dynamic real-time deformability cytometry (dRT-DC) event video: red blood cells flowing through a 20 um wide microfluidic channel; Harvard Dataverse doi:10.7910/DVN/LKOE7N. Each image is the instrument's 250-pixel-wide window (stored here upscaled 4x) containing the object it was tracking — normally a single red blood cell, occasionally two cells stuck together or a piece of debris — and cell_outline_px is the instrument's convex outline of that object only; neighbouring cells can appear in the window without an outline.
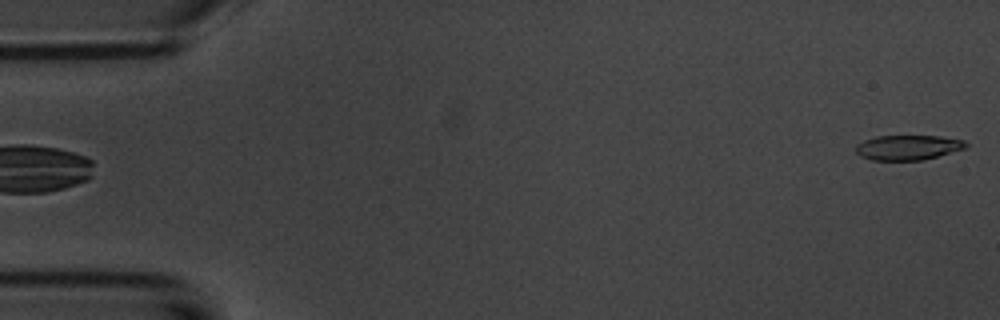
{"species": "common noctule bat (a hibernating species)", "species_latin": "Nyctalus noctula", "temperature_condition": "room temperature", "stored_images_in_passage": 6, "camera_frame_rate_fps": 3000, "um_per_image_px": 0.085, "animal": {"sex": "male", "body_mass_g": 20.1, "forearm_length_mm": 53.5}, "frame": {"image": 1, "passage_image": 6, "time_ms": 5.667, "image_size_px": [1000, 320], "cell_outline_px": [[968, 144], [964, 148], [924, 160], [872, 160], [860, 156], [856, 152], [856, 144], [864, 140], [876, 136], [940, 136], [964, 140]], "centroid_in_image_um": [77.15, 12.53], "position_along_channel_um": 7.9, "area_um2": 15.9}}